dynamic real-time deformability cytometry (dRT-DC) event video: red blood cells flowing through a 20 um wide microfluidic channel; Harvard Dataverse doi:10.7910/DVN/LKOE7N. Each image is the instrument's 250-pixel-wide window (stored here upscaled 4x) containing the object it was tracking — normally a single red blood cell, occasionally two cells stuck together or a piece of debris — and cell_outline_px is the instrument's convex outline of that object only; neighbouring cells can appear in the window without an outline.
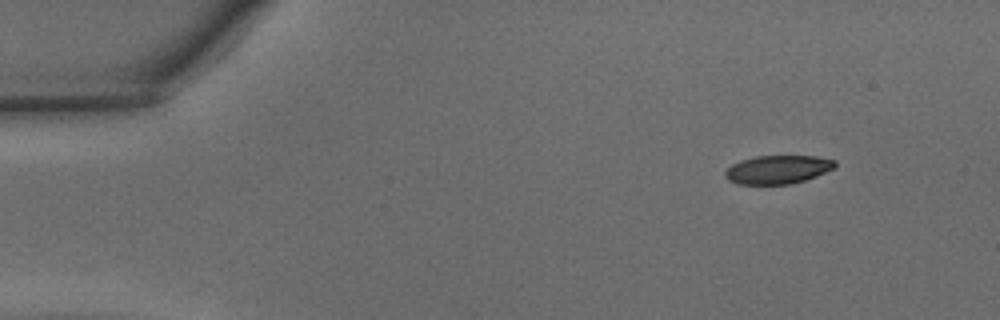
{"species": "common noctule bat (a hibernating species)", "species_latin": "Nyctalus noctula", "temperature_condition": "warm", "stored_images_in_passage": 42, "camera_frame_rate_fps": 3000, "um_per_image_px": 0.085, "animal": {"sex": "male", "body_mass_g": 15.6}, "frame": {"image": 1, "passage_image": 1, "time_ms": 0.0, "image_size_px": [1000, 320], "cell_outline_px": [[836, 168], [816, 176], [792, 184], [736, 184], [728, 180], [724, 176], [724, 172], [732, 164], [740, 160], [756, 156], [816, 156], [836, 160]], "centroid_in_image_um": [66.11, 14.41], "position_along_channel_um": 18.9, "area_um2": 18.38}}
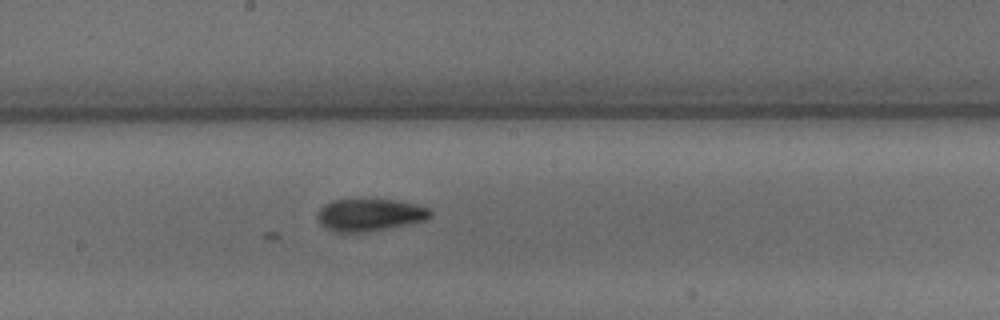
{"frame": {"image": 2, "passage_image": 21, "time_ms": 6.667, "image_size_px": [1000, 320], "cell_outline_px": [[432, 216], [424, 220], [364, 232], [336, 232], [328, 228], [320, 220], [320, 208], [324, 204], [332, 200], [396, 200], [428, 208], [432, 212]], "centroid_in_image_um": [31.44, 18.25], "position_along_channel_um": 216.8, "area_um2": 20.4}}
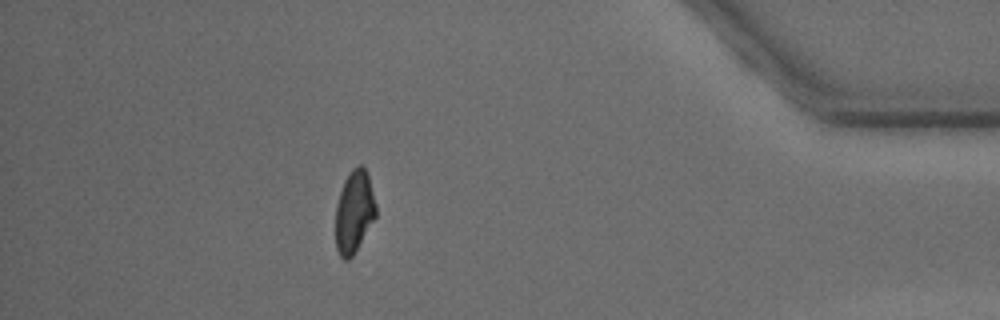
{"frame": {"image": 3, "passage_image": 37, "time_ms": 12.0, "image_size_px": [1000, 320], "cell_outline_px": [[376, 216], [352, 256], [348, 260], [344, 260], [340, 256], [336, 248], [336, 204], [344, 180], [352, 168], [360, 164], [364, 168], [368, 176], [376, 204]], "centroid_in_image_um": [30.09, 17.99], "position_along_channel_um": 405.1, "area_um2": 19.13}}